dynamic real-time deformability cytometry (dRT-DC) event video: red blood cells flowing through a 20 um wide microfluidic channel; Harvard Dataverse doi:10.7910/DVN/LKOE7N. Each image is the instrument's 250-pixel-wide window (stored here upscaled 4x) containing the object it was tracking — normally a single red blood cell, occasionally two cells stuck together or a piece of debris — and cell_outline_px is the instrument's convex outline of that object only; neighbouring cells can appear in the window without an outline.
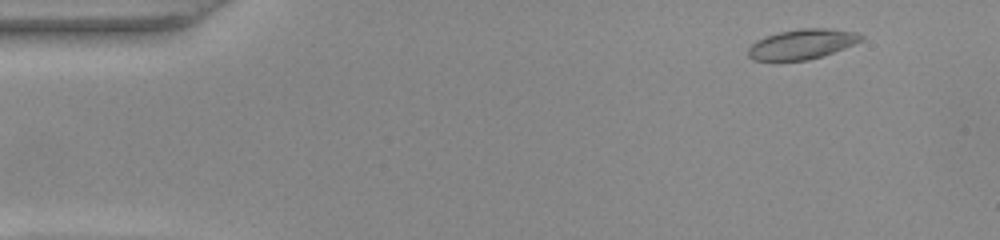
{"species": "common noctule bat (a hibernating species)", "species_latin": "Nyctalus noctula", "temperature_condition": "warm", "stored_images_in_passage": 50, "camera_frame_rate_fps": 3000, "um_per_image_px": 0.085, "animal": {"sex": "female", "body_mass_g": 22.0, "forearm_length_mm": 56.7}, "frame": {"image": 1, "passage_image": 4, "time_ms": 1.0, "image_size_px": [1000, 240], "cell_outline_px": [[864, 40], [824, 56], [808, 60], [752, 60], [748, 56], [748, 48], [756, 40], [780, 32], [800, 28], [828, 28], [856, 32], [864, 36]], "centroid_in_image_um": [68.2, 3.75], "position_along_channel_um": 16.8, "area_um2": 19.71}}
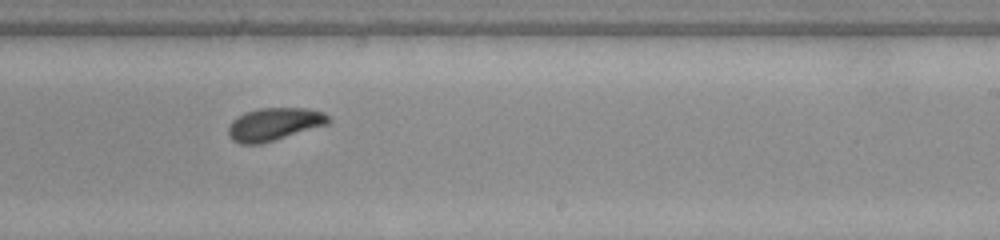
{"frame": {"image": 2, "passage_image": 30, "time_ms": 9.667, "image_size_px": [1000, 240], "cell_outline_px": [[332, 120], [328, 124], [260, 144], [240, 144], [232, 140], [228, 136], [228, 128], [232, 120], [244, 112], [260, 108], [304, 108], [324, 112]], "centroid_in_image_um": [23.29, 10.55], "position_along_channel_um": 265.7, "area_um2": 19.07}}
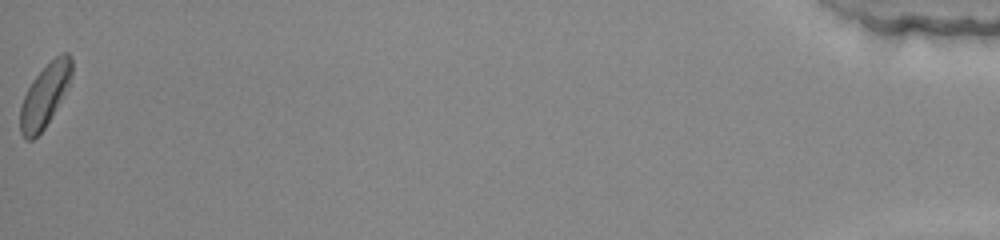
{"frame": {"image": 3, "passage_image": 50, "time_ms": 16.333, "image_size_px": [1000, 240], "cell_outline_px": [[72, 72], [68, 88], [44, 128], [32, 140], [24, 140], [20, 132], [20, 108], [24, 96], [32, 80], [56, 56], [64, 52], [68, 52], [72, 56]], "centroid_in_image_um": [3.81, 8.12], "position_along_channel_um": 431.4, "area_um2": 18.67}, "authors_computed_cell_mechanics": {"area_um2": 19.2763, "velocity_mm_per_s": 4.0248, "shape_relaxation_time_tau1_ms": 2.7, "shape_relaxation_time_tau2_ms": 4.3764, "deformation_change_tau1": 0.1047, "deformation_change_tau2": 0.0622}}